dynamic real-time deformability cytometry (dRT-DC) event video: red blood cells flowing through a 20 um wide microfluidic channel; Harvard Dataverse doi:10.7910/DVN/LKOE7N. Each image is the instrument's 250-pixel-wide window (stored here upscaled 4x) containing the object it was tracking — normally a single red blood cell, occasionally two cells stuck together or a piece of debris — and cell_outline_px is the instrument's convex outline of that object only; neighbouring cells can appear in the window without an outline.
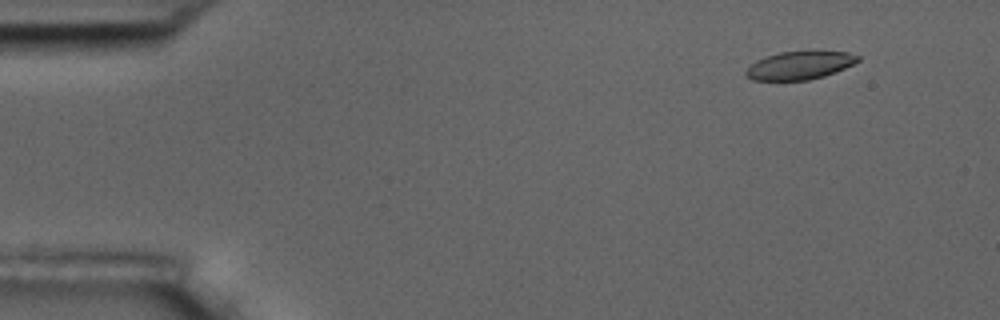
{"species": "common noctule bat (a hibernating species)", "species_latin": "Nyctalus noctula", "temperature_condition": "room temperature", "stored_images_in_passage": 5, "camera_frame_rate_fps": 3000, "um_per_image_px": 0.085, "animal": {"sex": "male", "body_mass_g": 17.5, "forearm_length_mm": 52.3}, "frame": {"image": 1, "passage_image": 2, "time_ms": 1.0, "image_size_px": [1000, 320], "cell_outline_px": [[860, 60], [836, 72], [824, 76], [808, 80], [752, 80], [744, 76], [744, 72], [756, 60], [780, 52], [848, 52], [860, 56]], "centroid_in_image_um": [67.95, 5.57], "position_along_channel_um": 17.1, "area_um2": 18.09}}
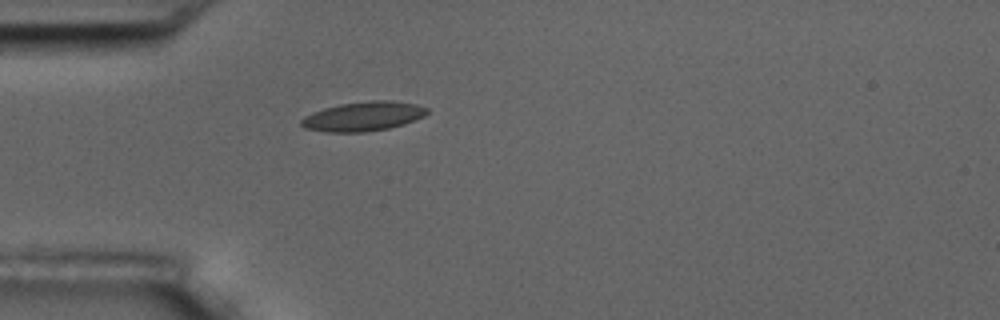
{"frame": {"image": 2, "passage_image": 5, "time_ms": 4.667, "image_size_px": [1000, 320], "cell_outline_px": [[428, 112], [424, 116], [404, 124], [388, 128], [364, 132], [328, 132], [304, 128], [300, 124], [300, 120], [304, 116], [312, 112], [324, 108], [340, 104], [372, 100], [392, 100], [416, 104], [428, 108]], "centroid_in_image_um": [30.86, 9.88], "position_along_channel_um": 54.1, "area_um2": 21.56}}